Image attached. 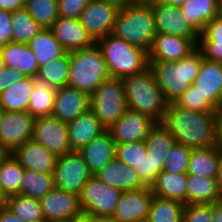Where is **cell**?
<instances>
[{"instance_id":"6da1fadb","label":"cell","mask_w":222,"mask_h":222,"mask_svg":"<svg viewBox=\"0 0 222 222\" xmlns=\"http://www.w3.org/2000/svg\"><path fill=\"white\" fill-rule=\"evenodd\" d=\"M162 125L176 143L190 148L217 146L215 112H199L168 103Z\"/></svg>"},{"instance_id":"7a4b0ae2","label":"cell","mask_w":222,"mask_h":222,"mask_svg":"<svg viewBox=\"0 0 222 222\" xmlns=\"http://www.w3.org/2000/svg\"><path fill=\"white\" fill-rule=\"evenodd\" d=\"M202 59L196 47L179 61H149V68L168 103L175 102L194 83Z\"/></svg>"},{"instance_id":"3957f363","label":"cell","mask_w":222,"mask_h":222,"mask_svg":"<svg viewBox=\"0 0 222 222\" xmlns=\"http://www.w3.org/2000/svg\"><path fill=\"white\" fill-rule=\"evenodd\" d=\"M129 110L162 123L168 102L148 67L143 72L122 78Z\"/></svg>"},{"instance_id":"277c9868","label":"cell","mask_w":222,"mask_h":222,"mask_svg":"<svg viewBox=\"0 0 222 222\" xmlns=\"http://www.w3.org/2000/svg\"><path fill=\"white\" fill-rule=\"evenodd\" d=\"M112 34L149 52L157 34L152 5L136 2L119 9Z\"/></svg>"},{"instance_id":"5b68a950","label":"cell","mask_w":222,"mask_h":222,"mask_svg":"<svg viewBox=\"0 0 222 222\" xmlns=\"http://www.w3.org/2000/svg\"><path fill=\"white\" fill-rule=\"evenodd\" d=\"M106 62L110 77L124 78L149 67L148 52L129 44L112 33L96 41Z\"/></svg>"},{"instance_id":"8992f818","label":"cell","mask_w":222,"mask_h":222,"mask_svg":"<svg viewBox=\"0 0 222 222\" xmlns=\"http://www.w3.org/2000/svg\"><path fill=\"white\" fill-rule=\"evenodd\" d=\"M69 56V87L91 95L104 80L110 78L106 62L96 44L87 49L70 51Z\"/></svg>"},{"instance_id":"52a82bcc","label":"cell","mask_w":222,"mask_h":222,"mask_svg":"<svg viewBox=\"0 0 222 222\" xmlns=\"http://www.w3.org/2000/svg\"><path fill=\"white\" fill-rule=\"evenodd\" d=\"M90 109L106 130L110 128L128 109L122 79L104 80L90 95Z\"/></svg>"},{"instance_id":"ba28073f","label":"cell","mask_w":222,"mask_h":222,"mask_svg":"<svg viewBox=\"0 0 222 222\" xmlns=\"http://www.w3.org/2000/svg\"><path fill=\"white\" fill-rule=\"evenodd\" d=\"M122 191L90 177L79 195L82 212L92 216H112Z\"/></svg>"},{"instance_id":"9c48e42d","label":"cell","mask_w":222,"mask_h":222,"mask_svg":"<svg viewBox=\"0 0 222 222\" xmlns=\"http://www.w3.org/2000/svg\"><path fill=\"white\" fill-rule=\"evenodd\" d=\"M78 151L58 156L53 172L54 187L80 195L87 180L92 177Z\"/></svg>"},{"instance_id":"30bf717a","label":"cell","mask_w":222,"mask_h":222,"mask_svg":"<svg viewBox=\"0 0 222 222\" xmlns=\"http://www.w3.org/2000/svg\"><path fill=\"white\" fill-rule=\"evenodd\" d=\"M35 118L28 112L3 111L0 121V148L11 153L33 137Z\"/></svg>"},{"instance_id":"8fae6325","label":"cell","mask_w":222,"mask_h":222,"mask_svg":"<svg viewBox=\"0 0 222 222\" xmlns=\"http://www.w3.org/2000/svg\"><path fill=\"white\" fill-rule=\"evenodd\" d=\"M32 140L57 156L73 152L69 143L67 123L53 116L35 118Z\"/></svg>"},{"instance_id":"7c38bea8","label":"cell","mask_w":222,"mask_h":222,"mask_svg":"<svg viewBox=\"0 0 222 222\" xmlns=\"http://www.w3.org/2000/svg\"><path fill=\"white\" fill-rule=\"evenodd\" d=\"M154 12L155 28L157 34H170L189 38L196 46L199 34L183 17L180 7L164 4L159 0L149 2Z\"/></svg>"},{"instance_id":"4fadbf2b","label":"cell","mask_w":222,"mask_h":222,"mask_svg":"<svg viewBox=\"0 0 222 222\" xmlns=\"http://www.w3.org/2000/svg\"><path fill=\"white\" fill-rule=\"evenodd\" d=\"M118 11L119 9L112 4L101 0H90L79 21L97 41L112 33Z\"/></svg>"},{"instance_id":"5bb4252c","label":"cell","mask_w":222,"mask_h":222,"mask_svg":"<svg viewBox=\"0 0 222 222\" xmlns=\"http://www.w3.org/2000/svg\"><path fill=\"white\" fill-rule=\"evenodd\" d=\"M153 193L150 187L122 191L112 217L118 222H147Z\"/></svg>"},{"instance_id":"9a60e30c","label":"cell","mask_w":222,"mask_h":222,"mask_svg":"<svg viewBox=\"0 0 222 222\" xmlns=\"http://www.w3.org/2000/svg\"><path fill=\"white\" fill-rule=\"evenodd\" d=\"M156 122L149 116L127 109L107 130L116 144L145 140Z\"/></svg>"},{"instance_id":"2e32d148","label":"cell","mask_w":222,"mask_h":222,"mask_svg":"<svg viewBox=\"0 0 222 222\" xmlns=\"http://www.w3.org/2000/svg\"><path fill=\"white\" fill-rule=\"evenodd\" d=\"M45 222L69 221L82 212L79 196L54 187L40 199Z\"/></svg>"},{"instance_id":"e0dca14e","label":"cell","mask_w":222,"mask_h":222,"mask_svg":"<svg viewBox=\"0 0 222 222\" xmlns=\"http://www.w3.org/2000/svg\"><path fill=\"white\" fill-rule=\"evenodd\" d=\"M90 109V95L69 86L57 89L51 116L69 123Z\"/></svg>"},{"instance_id":"ac0fdd59","label":"cell","mask_w":222,"mask_h":222,"mask_svg":"<svg viewBox=\"0 0 222 222\" xmlns=\"http://www.w3.org/2000/svg\"><path fill=\"white\" fill-rule=\"evenodd\" d=\"M49 29L67 52L87 49L96 44L79 19L58 17Z\"/></svg>"},{"instance_id":"d6986e66","label":"cell","mask_w":222,"mask_h":222,"mask_svg":"<svg viewBox=\"0 0 222 222\" xmlns=\"http://www.w3.org/2000/svg\"><path fill=\"white\" fill-rule=\"evenodd\" d=\"M11 154L24 169L50 174L54 172L58 156L32 139L15 148Z\"/></svg>"},{"instance_id":"ffe728a7","label":"cell","mask_w":222,"mask_h":222,"mask_svg":"<svg viewBox=\"0 0 222 222\" xmlns=\"http://www.w3.org/2000/svg\"><path fill=\"white\" fill-rule=\"evenodd\" d=\"M197 46L189 39L170 34H156L150 51L149 61H179Z\"/></svg>"},{"instance_id":"44dd1931","label":"cell","mask_w":222,"mask_h":222,"mask_svg":"<svg viewBox=\"0 0 222 222\" xmlns=\"http://www.w3.org/2000/svg\"><path fill=\"white\" fill-rule=\"evenodd\" d=\"M78 153L82 156L92 175H95L115 158L116 143L112 139L111 133L105 130L78 150Z\"/></svg>"},{"instance_id":"7402d4cb","label":"cell","mask_w":222,"mask_h":222,"mask_svg":"<svg viewBox=\"0 0 222 222\" xmlns=\"http://www.w3.org/2000/svg\"><path fill=\"white\" fill-rule=\"evenodd\" d=\"M193 85L218 109L222 106V64L202 59Z\"/></svg>"},{"instance_id":"603a6c76","label":"cell","mask_w":222,"mask_h":222,"mask_svg":"<svg viewBox=\"0 0 222 222\" xmlns=\"http://www.w3.org/2000/svg\"><path fill=\"white\" fill-rule=\"evenodd\" d=\"M95 176L103 183L117 188L121 191L135 190L145 187L137 171L116 157L113 158L103 169L95 174Z\"/></svg>"},{"instance_id":"cb8c5ba5","label":"cell","mask_w":222,"mask_h":222,"mask_svg":"<svg viewBox=\"0 0 222 222\" xmlns=\"http://www.w3.org/2000/svg\"><path fill=\"white\" fill-rule=\"evenodd\" d=\"M67 126L72 151L80 150L106 130L91 109L67 123Z\"/></svg>"},{"instance_id":"d4e9b609","label":"cell","mask_w":222,"mask_h":222,"mask_svg":"<svg viewBox=\"0 0 222 222\" xmlns=\"http://www.w3.org/2000/svg\"><path fill=\"white\" fill-rule=\"evenodd\" d=\"M5 66L18 70L23 76L37 75L39 65L35 54L24 43H8L0 47Z\"/></svg>"},{"instance_id":"484cf974","label":"cell","mask_w":222,"mask_h":222,"mask_svg":"<svg viewBox=\"0 0 222 222\" xmlns=\"http://www.w3.org/2000/svg\"><path fill=\"white\" fill-rule=\"evenodd\" d=\"M222 200L216 177L187 174L186 204H211Z\"/></svg>"},{"instance_id":"4316f807","label":"cell","mask_w":222,"mask_h":222,"mask_svg":"<svg viewBox=\"0 0 222 222\" xmlns=\"http://www.w3.org/2000/svg\"><path fill=\"white\" fill-rule=\"evenodd\" d=\"M180 9L199 35L210 20L222 13L218 0H187Z\"/></svg>"},{"instance_id":"83f0119b","label":"cell","mask_w":222,"mask_h":222,"mask_svg":"<svg viewBox=\"0 0 222 222\" xmlns=\"http://www.w3.org/2000/svg\"><path fill=\"white\" fill-rule=\"evenodd\" d=\"M197 48L206 60L222 64V13L205 25L199 36Z\"/></svg>"},{"instance_id":"f1b7e54d","label":"cell","mask_w":222,"mask_h":222,"mask_svg":"<svg viewBox=\"0 0 222 222\" xmlns=\"http://www.w3.org/2000/svg\"><path fill=\"white\" fill-rule=\"evenodd\" d=\"M187 173L161 171L151 186L153 195L186 204Z\"/></svg>"},{"instance_id":"f546056e","label":"cell","mask_w":222,"mask_h":222,"mask_svg":"<svg viewBox=\"0 0 222 222\" xmlns=\"http://www.w3.org/2000/svg\"><path fill=\"white\" fill-rule=\"evenodd\" d=\"M175 143V139L162 123H156L145 138L148 149L147 155H151L154 160V167L159 172L164 170L167 154Z\"/></svg>"},{"instance_id":"4dcf8cb0","label":"cell","mask_w":222,"mask_h":222,"mask_svg":"<svg viewBox=\"0 0 222 222\" xmlns=\"http://www.w3.org/2000/svg\"><path fill=\"white\" fill-rule=\"evenodd\" d=\"M34 88L28 103V113L34 117L51 116L57 89L38 75L31 76Z\"/></svg>"},{"instance_id":"1f68e13d","label":"cell","mask_w":222,"mask_h":222,"mask_svg":"<svg viewBox=\"0 0 222 222\" xmlns=\"http://www.w3.org/2000/svg\"><path fill=\"white\" fill-rule=\"evenodd\" d=\"M221 147L193 148L189 158L187 174L217 177Z\"/></svg>"},{"instance_id":"d6a6232c","label":"cell","mask_w":222,"mask_h":222,"mask_svg":"<svg viewBox=\"0 0 222 222\" xmlns=\"http://www.w3.org/2000/svg\"><path fill=\"white\" fill-rule=\"evenodd\" d=\"M34 85L30 76L22 79L0 93V107L5 112H28V103Z\"/></svg>"},{"instance_id":"836d02e7","label":"cell","mask_w":222,"mask_h":222,"mask_svg":"<svg viewBox=\"0 0 222 222\" xmlns=\"http://www.w3.org/2000/svg\"><path fill=\"white\" fill-rule=\"evenodd\" d=\"M27 45L35 54L39 67L63 56L67 52L55 39L50 29H43Z\"/></svg>"},{"instance_id":"e575fe53","label":"cell","mask_w":222,"mask_h":222,"mask_svg":"<svg viewBox=\"0 0 222 222\" xmlns=\"http://www.w3.org/2000/svg\"><path fill=\"white\" fill-rule=\"evenodd\" d=\"M24 168L11 153L0 158V185L6 197L20 193Z\"/></svg>"},{"instance_id":"d590c367","label":"cell","mask_w":222,"mask_h":222,"mask_svg":"<svg viewBox=\"0 0 222 222\" xmlns=\"http://www.w3.org/2000/svg\"><path fill=\"white\" fill-rule=\"evenodd\" d=\"M184 203L153 195L147 222H182Z\"/></svg>"},{"instance_id":"8d00e7d4","label":"cell","mask_w":222,"mask_h":222,"mask_svg":"<svg viewBox=\"0 0 222 222\" xmlns=\"http://www.w3.org/2000/svg\"><path fill=\"white\" fill-rule=\"evenodd\" d=\"M53 188V173L45 174L24 169L19 194L40 200Z\"/></svg>"},{"instance_id":"74e56055","label":"cell","mask_w":222,"mask_h":222,"mask_svg":"<svg viewBox=\"0 0 222 222\" xmlns=\"http://www.w3.org/2000/svg\"><path fill=\"white\" fill-rule=\"evenodd\" d=\"M5 206L25 222H45L40 200L16 194L7 197Z\"/></svg>"},{"instance_id":"f35d334b","label":"cell","mask_w":222,"mask_h":222,"mask_svg":"<svg viewBox=\"0 0 222 222\" xmlns=\"http://www.w3.org/2000/svg\"><path fill=\"white\" fill-rule=\"evenodd\" d=\"M12 42L27 44L43 28L30 16L24 7L11 13Z\"/></svg>"},{"instance_id":"ab89813d","label":"cell","mask_w":222,"mask_h":222,"mask_svg":"<svg viewBox=\"0 0 222 222\" xmlns=\"http://www.w3.org/2000/svg\"><path fill=\"white\" fill-rule=\"evenodd\" d=\"M70 73V56L66 52L63 56L39 67L37 75L45 79L50 87L59 89L68 86Z\"/></svg>"},{"instance_id":"60d3db41","label":"cell","mask_w":222,"mask_h":222,"mask_svg":"<svg viewBox=\"0 0 222 222\" xmlns=\"http://www.w3.org/2000/svg\"><path fill=\"white\" fill-rule=\"evenodd\" d=\"M25 8L43 29H49L59 17L58 0H30Z\"/></svg>"},{"instance_id":"b9f144b4","label":"cell","mask_w":222,"mask_h":222,"mask_svg":"<svg viewBox=\"0 0 222 222\" xmlns=\"http://www.w3.org/2000/svg\"><path fill=\"white\" fill-rule=\"evenodd\" d=\"M174 103L182 108L199 112H215L217 110L193 84Z\"/></svg>"},{"instance_id":"7bdbcfd3","label":"cell","mask_w":222,"mask_h":222,"mask_svg":"<svg viewBox=\"0 0 222 222\" xmlns=\"http://www.w3.org/2000/svg\"><path fill=\"white\" fill-rule=\"evenodd\" d=\"M147 147L145 140L125 143V144H116V153L115 157L122 161L125 165L138 166L139 163L144 158V154H147Z\"/></svg>"},{"instance_id":"ee69618b","label":"cell","mask_w":222,"mask_h":222,"mask_svg":"<svg viewBox=\"0 0 222 222\" xmlns=\"http://www.w3.org/2000/svg\"><path fill=\"white\" fill-rule=\"evenodd\" d=\"M192 148L175 143L168 152L164 170L171 173H187Z\"/></svg>"},{"instance_id":"f6af8a7d","label":"cell","mask_w":222,"mask_h":222,"mask_svg":"<svg viewBox=\"0 0 222 222\" xmlns=\"http://www.w3.org/2000/svg\"><path fill=\"white\" fill-rule=\"evenodd\" d=\"M182 222H212L211 204H184Z\"/></svg>"},{"instance_id":"bcb514c9","label":"cell","mask_w":222,"mask_h":222,"mask_svg":"<svg viewBox=\"0 0 222 222\" xmlns=\"http://www.w3.org/2000/svg\"><path fill=\"white\" fill-rule=\"evenodd\" d=\"M134 169L137 171L142 184L150 188L160 173L159 170L154 167V160L151 155L147 154H144V158L138 166H134Z\"/></svg>"},{"instance_id":"7dc6e473","label":"cell","mask_w":222,"mask_h":222,"mask_svg":"<svg viewBox=\"0 0 222 222\" xmlns=\"http://www.w3.org/2000/svg\"><path fill=\"white\" fill-rule=\"evenodd\" d=\"M90 0H58V16L79 19Z\"/></svg>"},{"instance_id":"c3c4849f","label":"cell","mask_w":222,"mask_h":222,"mask_svg":"<svg viewBox=\"0 0 222 222\" xmlns=\"http://www.w3.org/2000/svg\"><path fill=\"white\" fill-rule=\"evenodd\" d=\"M11 12L0 9V47L12 42Z\"/></svg>"},{"instance_id":"681fc988","label":"cell","mask_w":222,"mask_h":222,"mask_svg":"<svg viewBox=\"0 0 222 222\" xmlns=\"http://www.w3.org/2000/svg\"><path fill=\"white\" fill-rule=\"evenodd\" d=\"M23 78L20 71L5 66L0 73V93Z\"/></svg>"},{"instance_id":"f907efd6","label":"cell","mask_w":222,"mask_h":222,"mask_svg":"<svg viewBox=\"0 0 222 222\" xmlns=\"http://www.w3.org/2000/svg\"><path fill=\"white\" fill-rule=\"evenodd\" d=\"M25 7V4L22 0H0V9L13 12Z\"/></svg>"},{"instance_id":"816d5d0a","label":"cell","mask_w":222,"mask_h":222,"mask_svg":"<svg viewBox=\"0 0 222 222\" xmlns=\"http://www.w3.org/2000/svg\"><path fill=\"white\" fill-rule=\"evenodd\" d=\"M215 128L217 144L222 148V106L215 111Z\"/></svg>"},{"instance_id":"f5cc1de1","label":"cell","mask_w":222,"mask_h":222,"mask_svg":"<svg viewBox=\"0 0 222 222\" xmlns=\"http://www.w3.org/2000/svg\"><path fill=\"white\" fill-rule=\"evenodd\" d=\"M0 222H25L21 217L13 214L6 206L0 208Z\"/></svg>"},{"instance_id":"db71d44e","label":"cell","mask_w":222,"mask_h":222,"mask_svg":"<svg viewBox=\"0 0 222 222\" xmlns=\"http://www.w3.org/2000/svg\"><path fill=\"white\" fill-rule=\"evenodd\" d=\"M212 222H222V200L211 203Z\"/></svg>"},{"instance_id":"11a10c76","label":"cell","mask_w":222,"mask_h":222,"mask_svg":"<svg viewBox=\"0 0 222 222\" xmlns=\"http://www.w3.org/2000/svg\"><path fill=\"white\" fill-rule=\"evenodd\" d=\"M101 1L112 4L116 6L118 9H123L128 5L136 3V0H101Z\"/></svg>"},{"instance_id":"9f6ffc18","label":"cell","mask_w":222,"mask_h":222,"mask_svg":"<svg viewBox=\"0 0 222 222\" xmlns=\"http://www.w3.org/2000/svg\"><path fill=\"white\" fill-rule=\"evenodd\" d=\"M68 222H93V216L91 214L81 212L80 214L73 216Z\"/></svg>"},{"instance_id":"6f0895ef","label":"cell","mask_w":222,"mask_h":222,"mask_svg":"<svg viewBox=\"0 0 222 222\" xmlns=\"http://www.w3.org/2000/svg\"><path fill=\"white\" fill-rule=\"evenodd\" d=\"M216 179H217L219 188L222 192V148H221L220 161H219V165H218V174H217Z\"/></svg>"},{"instance_id":"680465c9","label":"cell","mask_w":222,"mask_h":222,"mask_svg":"<svg viewBox=\"0 0 222 222\" xmlns=\"http://www.w3.org/2000/svg\"><path fill=\"white\" fill-rule=\"evenodd\" d=\"M159 1L167 5L181 7L187 0H159Z\"/></svg>"},{"instance_id":"91938a15","label":"cell","mask_w":222,"mask_h":222,"mask_svg":"<svg viewBox=\"0 0 222 222\" xmlns=\"http://www.w3.org/2000/svg\"><path fill=\"white\" fill-rule=\"evenodd\" d=\"M93 222H118L112 216H93Z\"/></svg>"},{"instance_id":"94428289","label":"cell","mask_w":222,"mask_h":222,"mask_svg":"<svg viewBox=\"0 0 222 222\" xmlns=\"http://www.w3.org/2000/svg\"><path fill=\"white\" fill-rule=\"evenodd\" d=\"M6 200H7V197L3 193L2 189H1V185H0V208L5 206Z\"/></svg>"},{"instance_id":"6125c7cd","label":"cell","mask_w":222,"mask_h":222,"mask_svg":"<svg viewBox=\"0 0 222 222\" xmlns=\"http://www.w3.org/2000/svg\"><path fill=\"white\" fill-rule=\"evenodd\" d=\"M4 68H5V63L3 61L2 54L0 52V73L3 71Z\"/></svg>"},{"instance_id":"be15d7a7","label":"cell","mask_w":222,"mask_h":222,"mask_svg":"<svg viewBox=\"0 0 222 222\" xmlns=\"http://www.w3.org/2000/svg\"><path fill=\"white\" fill-rule=\"evenodd\" d=\"M151 1H155V0H136V2H146V3H149Z\"/></svg>"},{"instance_id":"e7e4bbea","label":"cell","mask_w":222,"mask_h":222,"mask_svg":"<svg viewBox=\"0 0 222 222\" xmlns=\"http://www.w3.org/2000/svg\"><path fill=\"white\" fill-rule=\"evenodd\" d=\"M2 115H3V109L0 107V121H1Z\"/></svg>"},{"instance_id":"03108f58","label":"cell","mask_w":222,"mask_h":222,"mask_svg":"<svg viewBox=\"0 0 222 222\" xmlns=\"http://www.w3.org/2000/svg\"><path fill=\"white\" fill-rule=\"evenodd\" d=\"M5 154V152L0 148V158Z\"/></svg>"},{"instance_id":"003e7915","label":"cell","mask_w":222,"mask_h":222,"mask_svg":"<svg viewBox=\"0 0 222 222\" xmlns=\"http://www.w3.org/2000/svg\"><path fill=\"white\" fill-rule=\"evenodd\" d=\"M218 2H219V5L221 7V10H222V0H218Z\"/></svg>"},{"instance_id":"a7ac6f4b","label":"cell","mask_w":222,"mask_h":222,"mask_svg":"<svg viewBox=\"0 0 222 222\" xmlns=\"http://www.w3.org/2000/svg\"><path fill=\"white\" fill-rule=\"evenodd\" d=\"M30 0H22L24 4L28 3Z\"/></svg>"},{"instance_id":"89a4df30","label":"cell","mask_w":222,"mask_h":222,"mask_svg":"<svg viewBox=\"0 0 222 222\" xmlns=\"http://www.w3.org/2000/svg\"><path fill=\"white\" fill-rule=\"evenodd\" d=\"M52 222H68V221H52Z\"/></svg>"}]
</instances>
